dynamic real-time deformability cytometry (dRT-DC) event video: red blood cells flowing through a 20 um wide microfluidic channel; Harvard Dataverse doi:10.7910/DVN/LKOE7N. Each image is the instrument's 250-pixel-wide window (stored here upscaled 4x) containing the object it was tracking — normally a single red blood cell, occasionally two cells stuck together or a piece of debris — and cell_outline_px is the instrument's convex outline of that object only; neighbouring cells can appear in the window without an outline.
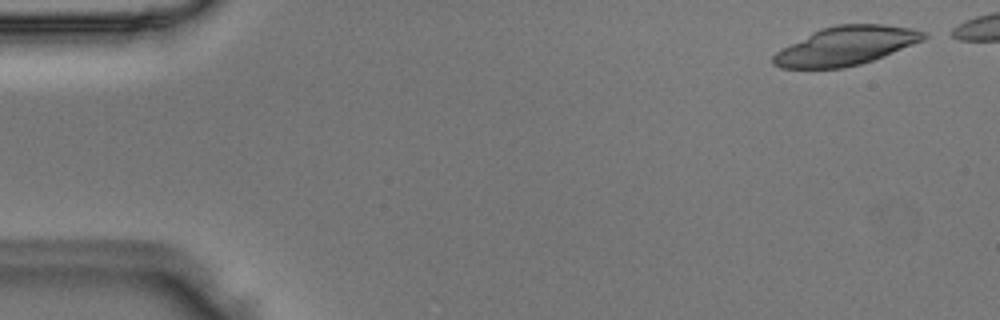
{"species": "Egyptian fruit bat (a non-hibernating species)", "species_latin": "Rousettus aegyptiacus", "temperature_condition": "room temperature", "stored_images_in_passage": 43, "camera_frame_rate_fps": 3000, "um_per_image_px": 0.085, "animal": {"sex": "male"}, "frame": {"image": 1, "passage_image": 2, "time_ms": 0.333, "image_size_px": [1000, 320], "cell_outline_px": [[928, 36], [924, 40], [884, 56], [860, 64], [844, 68], [780, 68], [772, 64], [772, 56], [780, 48], [820, 28], [836, 24], [884, 24], [912, 28], [928, 32]], "centroid_in_image_um": [71.9, 3.89], "position_along_channel_um": 13.1, "area_um2": 34.22}}